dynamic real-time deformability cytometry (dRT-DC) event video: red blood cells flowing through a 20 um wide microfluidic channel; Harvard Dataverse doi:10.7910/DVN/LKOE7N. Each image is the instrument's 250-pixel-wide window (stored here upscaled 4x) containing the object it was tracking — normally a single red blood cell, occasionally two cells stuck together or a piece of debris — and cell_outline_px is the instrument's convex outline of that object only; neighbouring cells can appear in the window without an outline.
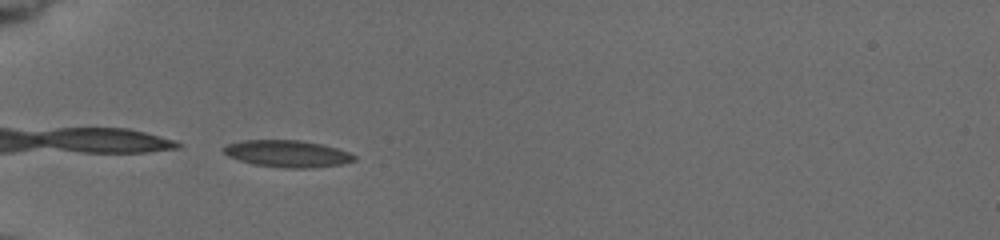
{"species": "common noctule bat (a hibernating species)", "species_latin": "Nyctalus noctula", "temperature_condition": "cold", "stored_images_in_passage": 16, "camera_frame_rate_fps": 3000, "um_per_image_px": 0.085, "animal": {"sex": "female", "body_mass_g": 19.5, "forearm_length_mm": 54.1}, "frame": {"image": 1, "passage_image": 14, "time_ms": 6.667, "image_size_px": [1000, 240], "cell_outline_px": [[356, 160], [340, 164], [312, 168], [284, 168], [252, 164], [228, 156], [220, 148], [224, 144], [244, 140], [300, 140], [324, 144], [348, 152], [356, 156]], "centroid_in_image_um": [24.39, 13.06], "position_along_channel_um": 60.6, "area_um2": 20.63}}
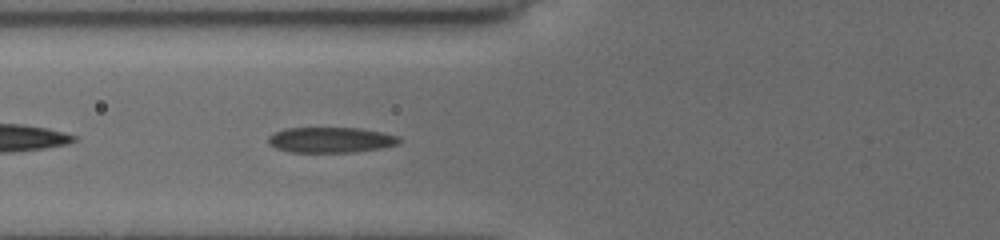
{"frame": {"image": 2, "passage_image": 16, "time_ms": 8.0, "image_size_px": [1000, 240], "cell_outline_px": [[400, 140], [396, 144], [380, 148], [352, 152], [288, 152], [276, 148], [268, 144], [268, 136], [284, 128], [360, 128], [400, 136]], "centroid_in_image_um": [28.07, 11.89], "position_along_channel_um": 97.7, "area_um2": 19.36}}